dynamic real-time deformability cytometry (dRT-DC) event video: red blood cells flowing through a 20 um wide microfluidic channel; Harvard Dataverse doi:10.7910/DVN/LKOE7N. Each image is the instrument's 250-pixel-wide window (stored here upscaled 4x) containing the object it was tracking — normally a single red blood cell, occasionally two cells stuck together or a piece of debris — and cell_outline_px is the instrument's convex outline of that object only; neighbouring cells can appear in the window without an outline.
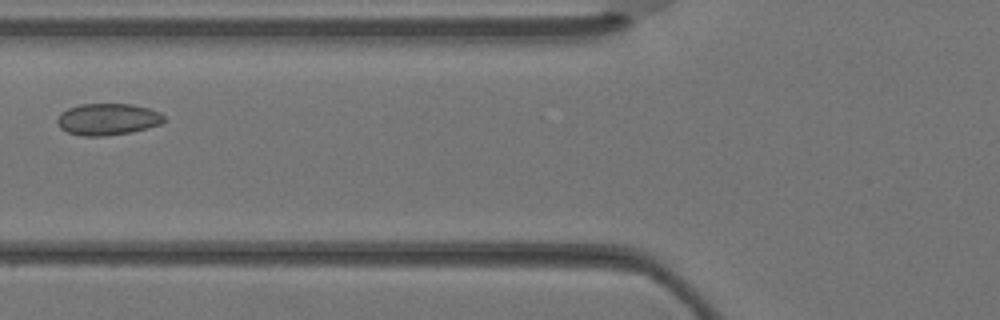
{"species": "Egyptian fruit bat (a non-hibernating species)", "species_latin": "Rousettus aegyptiacus", "temperature_condition": "warm", "stored_images_in_passage": 3, "camera_frame_rate_fps": 3000, "um_per_image_px": 0.085, "animal": {"sex": "female"}, "frame": {"image": 1, "passage_image": 3, "time_ms": 0.667, "image_size_px": [1000, 320], "cell_outline_px": [[164, 120], [160, 124], [132, 132], [104, 136], [80, 136], [68, 132], [60, 128], [56, 124], [56, 120], [60, 112], [68, 108], [80, 104], [132, 104], [148, 108], [160, 112], [164, 116]], "centroid_in_image_um": [9.11, 10.14], "position_along_channel_um": 116.7, "area_um2": 19.83}}